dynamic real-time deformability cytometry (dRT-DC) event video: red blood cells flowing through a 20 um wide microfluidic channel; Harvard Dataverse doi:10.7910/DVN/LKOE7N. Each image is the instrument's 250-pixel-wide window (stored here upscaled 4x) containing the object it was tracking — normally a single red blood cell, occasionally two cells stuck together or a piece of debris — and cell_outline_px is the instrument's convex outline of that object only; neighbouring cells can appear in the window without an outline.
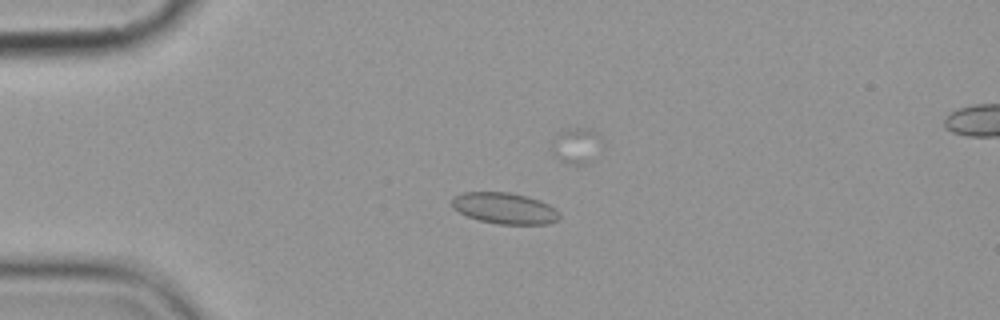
{"species": "common noctule bat (a hibernating species)", "species_latin": "Nyctalus noctula", "temperature_condition": "cold", "stored_images_in_passage": 8, "camera_frame_rate_fps": 3000, "um_per_image_px": 0.085, "animal": {"sex": "female", "body_mass_g": 19.9}, "frame": {"image": 1, "passage_image": 5, "time_ms": 4.667, "image_size_px": [1000, 320], "cell_outline_px": [[560, 220], [548, 224], [496, 224], [480, 220], [468, 216], [452, 208], [452, 196], [464, 192], [508, 192], [528, 196], [540, 200], [556, 208], [560, 212]], "centroid_in_image_um": [42.93, 17.7], "position_along_channel_um": 42.1, "area_um2": 19.77}}
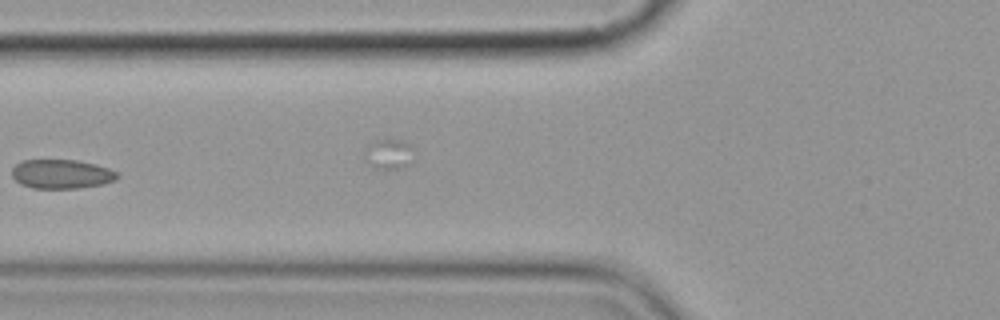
{"frame": {"image": 2, "passage_image": 7, "time_ms": 7.667, "image_size_px": [1000, 320], "cell_outline_px": [[120, 176], [116, 180], [104, 184], [76, 188], [32, 188], [20, 184], [12, 176], [12, 168], [16, 164], [24, 160], [76, 160], [96, 164], [108, 168], [116, 172]], "centroid_in_image_um": [5.24, 14.79], "position_along_channel_um": 120.6, "area_um2": 17.92}}